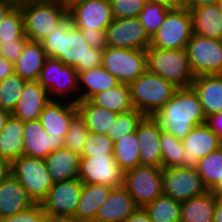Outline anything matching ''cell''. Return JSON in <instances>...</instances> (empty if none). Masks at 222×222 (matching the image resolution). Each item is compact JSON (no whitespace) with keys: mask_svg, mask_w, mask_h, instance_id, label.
<instances>
[{"mask_svg":"<svg viewBox=\"0 0 222 222\" xmlns=\"http://www.w3.org/2000/svg\"><path fill=\"white\" fill-rule=\"evenodd\" d=\"M123 187L143 208L163 194L162 167L139 165L124 171Z\"/></svg>","mask_w":222,"mask_h":222,"instance_id":"8","label":"cell"},{"mask_svg":"<svg viewBox=\"0 0 222 222\" xmlns=\"http://www.w3.org/2000/svg\"><path fill=\"white\" fill-rule=\"evenodd\" d=\"M83 183L79 178L54 183L40 203L49 219L74 217Z\"/></svg>","mask_w":222,"mask_h":222,"instance_id":"14","label":"cell"},{"mask_svg":"<svg viewBox=\"0 0 222 222\" xmlns=\"http://www.w3.org/2000/svg\"><path fill=\"white\" fill-rule=\"evenodd\" d=\"M51 101L48 92L38 81H26L20 99L11 114L23 122L37 120Z\"/></svg>","mask_w":222,"mask_h":222,"instance_id":"21","label":"cell"},{"mask_svg":"<svg viewBox=\"0 0 222 222\" xmlns=\"http://www.w3.org/2000/svg\"><path fill=\"white\" fill-rule=\"evenodd\" d=\"M188 9L192 16L194 34L222 40V15L217 5H202Z\"/></svg>","mask_w":222,"mask_h":222,"instance_id":"29","label":"cell"},{"mask_svg":"<svg viewBox=\"0 0 222 222\" xmlns=\"http://www.w3.org/2000/svg\"><path fill=\"white\" fill-rule=\"evenodd\" d=\"M151 117L163 131L181 140L194 127L206 123L199 96L193 87L177 88L171 99Z\"/></svg>","mask_w":222,"mask_h":222,"instance_id":"2","label":"cell"},{"mask_svg":"<svg viewBox=\"0 0 222 222\" xmlns=\"http://www.w3.org/2000/svg\"><path fill=\"white\" fill-rule=\"evenodd\" d=\"M66 2V4H68L69 2L73 1V0H64Z\"/></svg>","mask_w":222,"mask_h":222,"instance_id":"60","label":"cell"},{"mask_svg":"<svg viewBox=\"0 0 222 222\" xmlns=\"http://www.w3.org/2000/svg\"><path fill=\"white\" fill-rule=\"evenodd\" d=\"M78 113L75 103L52 100L41 112L39 120L53 137H65L72 118Z\"/></svg>","mask_w":222,"mask_h":222,"instance_id":"20","label":"cell"},{"mask_svg":"<svg viewBox=\"0 0 222 222\" xmlns=\"http://www.w3.org/2000/svg\"><path fill=\"white\" fill-rule=\"evenodd\" d=\"M46 58L42 43L28 40L22 54L13 64L14 73L26 81H38Z\"/></svg>","mask_w":222,"mask_h":222,"instance_id":"26","label":"cell"},{"mask_svg":"<svg viewBox=\"0 0 222 222\" xmlns=\"http://www.w3.org/2000/svg\"><path fill=\"white\" fill-rule=\"evenodd\" d=\"M192 35L190 9H173L167 13L163 25L151 38L150 45L168 50L185 49Z\"/></svg>","mask_w":222,"mask_h":222,"instance_id":"10","label":"cell"},{"mask_svg":"<svg viewBox=\"0 0 222 222\" xmlns=\"http://www.w3.org/2000/svg\"><path fill=\"white\" fill-rule=\"evenodd\" d=\"M79 180L83 184H101L113 188L123 186L124 171L113 154L80 157Z\"/></svg>","mask_w":222,"mask_h":222,"instance_id":"15","label":"cell"},{"mask_svg":"<svg viewBox=\"0 0 222 222\" xmlns=\"http://www.w3.org/2000/svg\"><path fill=\"white\" fill-rule=\"evenodd\" d=\"M11 112L0 109V132L5 127L7 120L11 116Z\"/></svg>","mask_w":222,"mask_h":222,"instance_id":"56","label":"cell"},{"mask_svg":"<svg viewBox=\"0 0 222 222\" xmlns=\"http://www.w3.org/2000/svg\"><path fill=\"white\" fill-rule=\"evenodd\" d=\"M34 204L27 191L12 174L0 184V218L25 211Z\"/></svg>","mask_w":222,"mask_h":222,"instance_id":"23","label":"cell"},{"mask_svg":"<svg viewBox=\"0 0 222 222\" xmlns=\"http://www.w3.org/2000/svg\"><path fill=\"white\" fill-rule=\"evenodd\" d=\"M25 83L26 80L15 73L0 81V109L13 112Z\"/></svg>","mask_w":222,"mask_h":222,"instance_id":"39","label":"cell"},{"mask_svg":"<svg viewBox=\"0 0 222 222\" xmlns=\"http://www.w3.org/2000/svg\"><path fill=\"white\" fill-rule=\"evenodd\" d=\"M29 40L24 32L23 14L17 4L0 25V41Z\"/></svg>","mask_w":222,"mask_h":222,"instance_id":"40","label":"cell"},{"mask_svg":"<svg viewBox=\"0 0 222 222\" xmlns=\"http://www.w3.org/2000/svg\"><path fill=\"white\" fill-rule=\"evenodd\" d=\"M170 10L157 0H148L145 3L138 18L150 38L163 25L165 17Z\"/></svg>","mask_w":222,"mask_h":222,"instance_id":"37","label":"cell"},{"mask_svg":"<svg viewBox=\"0 0 222 222\" xmlns=\"http://www.w3.org/2000/svg\"><path fill=\"white\" fill-rule=\"evenodd\" d=\"M108 46L146 50L151 38L138 17L114 18L106 29Z\"/></svg>","mask_w":222,"mask_h":222,"instance_id":"16","label":"cell"},{"mask_svg":"<svg viewBox=\"0 0 222 222\" xmlns=\"http://www.w3.org/2000/svg\"><path fill=\"white\" fill-rule=\"evenodd\" d=\"M48 222H83V221H79L73 217H65V218L49 219Z\"/></svg>","mask_w":222,"mask_h":222,"instance_id":"58","label":"cell"},{"mask_svg":"<svg viewBox=\"0 0 222 222\" xmlns=\"http://www.w3.org/2000/svg\"><path fill=\"white\" fill-rule=\"evenodd\" d=\"M219 0H188V8H195L202 5H217Z\"/></svg>","mask_w":222,"mask_h":222,"instance_id":"54","label":"cell"},{"mask_svg":"<svg viewBox=\"0 0 222 222\" xmlns=\"http://www.w3.org/2000/svg\"><path fill=\"white\" fill-rule=\"evenodd\" d=\"M217 7H218L220 14L222 15V0H219V2L217 3Z\"/></svg>","mask_w":222,"mask_h":222,"instance_id":"59","label":"cell"},{"mask_svg":"<svg viewBox=\"0 0 222 222\" xmlns=\"http://www.w3.org/2000/svg\"><path fill=\"white\" fill-rule=\"evenodd\" d=\"M127 222H152L144 208L138 209L129 217Z\"/></svg>","mask_w":222,"mask_h":222,"instance_id":"51","label":"cell"},{"mask_svg":"<svg viewBox=\"0 0 222 222\" xmlns=\"http://www.w3.org/2000/svg\"><path fill=\"white\" fill-rule=\"evenodd\" d=\"M214 222H222V198H217Z\"/></svg>","mask_w":222,"mask_h":222,"instance_id":"55","label":"cell"},{"mask_svg":"<svg viewBox=\"0 0 222 222\" xmlns=\"http://www.w3.org/2000/svg\"><path fill=\"white\" fill-rule=\"evenodd\" d=\"M38 82L48 92L51 100L64 99L78 103V72L73 66L65 65L57 58L47 57Z\"/></svg>","mask_w":222,"mask_h":222,"instance_id":"6","label":"cell"},{"mask_svg":"<svg viewBox=\"0 0 222 222\" xmlns=\"http://www.w3.org/2000/svg\"><path fill=\"white\" fill-rule=\"evenodd\" d=\"M44 160L53 183L79 176L80 155L67 148L52 151Z\"/></svg>","mask_w":222,"mask_h":222,"instance_id":"27","label":"cell"},{"mask_svg":"<svg viewBox=\"0 0 222 222\" xmlns=\"http://www.w3.org/2000/svg\"><path fill=\"white\" fill-rule=\"evenodd\" d=\"M14 73V65L12 62L0 56V81Z\"/></svg>","mask_w":222,"mask_h":222,"instance_id":"49","label":"cell"},{"mask_svg":"<svg viewBox=\"0 0 222 222\" xmlns=\"http://www.w3.org/2000/svg\"><path fill=\"white\" fill-rule=\"evenodd\" d=\"M185 49L195 77L222 74V40L193 33Z\"/></svg>","mask_w":222,"mask_h":222,"instance_id":"11","label":"cell"},{"mask_svg":"<svg viewBox=\"0 0 222 222\" xmlns=\"http://www.w3.org/2000/svg\"><path fill=\"white\" fill-rule=\"evenodd\" d=\"M18 5L25 35L31 41L41 42L68 17L64 0H18Z\"/></svg>","mask_w":222,"mask_h":222,"instance_id":"3","label":"cell"},{"mask_svg":"<svg viewBox=\"0 0 222 222\" xmlns=\"http://www.w3.org/2000/svg\"><path fill=\"white\" fill-rule=\"evenodd\" d=\"M205 124L213 130L222 141V112L207 117Z\"/></svg>","mask_w":222,"mask_h":222,"instance_id":"48","label":"cell"},{"mask_svg":"<svg viewBox=\"0 0 222 222\" xmlns=\"http://www.w3.org/2000/svg\"><path fill=\"white\" fill-rule=\"evenodd\" d=\"M163 194L176 201H187L208 191L197 168H162Z\"/></svg>","mask_w":222,"mask_h":222,"instance_id":"13","label":"cell"},{"mask_svg":"<svg viewBox=\"0 0 222 222\" xmlns=\"http://www.w3.org/2000/svg\"><path fill=\"white\" fill-rule=\"evenodd\" d=\"M216 202L210 191L181 202L180 222H214Z\"/></svg>","mask_w":222,"mask_h":222,"instance_id":"32","label":"cell"},{"mask_svg":"<svg viewBox=\"0 0 222 222\" xmlns=\"http://www.w3.org/2000/svg\"><path fill=\"white\" fill-rule=\"evenodd\" d=\"M24 122L13 115L0 132V159L12 163L24 155Z\"/></svg>","mask_w":222,"mask_h":222,"instance_id":"30","label":"cell"},{"mask_svg":"<svg viewBox=\"0 0 222 222\" xmlns=\"http://www.w3.org/2000/svg\"><path fill=\"white\" fill-rule=\"evenodd\" d=\"M67 7L71 23L81 31H106L114 19L110 0H73Z\"/></svg>","mask_w":222,"mask_h":222,"instance_id":"12","label":"cell"},{"mask_svg":"<svg viewBox=\"0 0 222 222\" xmlns=\"http://www.w3.org/2000/svg\"><path fill=\"white\" fill-rule=\"evenodd\" d=\"M17 4L18 0H0V25Z\"/></svg>","mask_w":222,"mask_h":222,"instance_id":"50","label":"cell"},{"mask_svg":"<svg viewBox=\"0 0 222 222\" xmlns=\"http://www.w3.org/2000/svg\"><path fill=\"white\" fill-rule=\"evenodd\" d=\"M217 198H222V179L210 190Z\"/></svg>","mask_w":222,"mask_h":222,"instance_id":"57","label":"cell"},{"mask_svg":"<svg viewBox=\"0 0 222 222\" xmlns=\"http://www.w3.org/2000/svg\"><path fill=\"white\" fill-rule=\"evenodd\" d=\"M0 222H48V218L40 203H35L25 211L0 218Z\"/></svg>","mask_w":222,"mask_h":222,"instance_id":"45","label":"cell"},{"mask_svg":"<svg viewBox=\"0 0 222 222\" xmlns=\"http://www.w3.org/2000/svg\"><path fill=\"white\" fill-rule=\"evenodd\" d=\"M147 71L157 74L177 88L192 87L195 78L186 49L168 50L149 46L146 49Z\"/></svg>","mask_w":222,"mask_h":222,"instance_id":"4","label":"cell"},{"mask_svg":"<svg viewBox=\"0 0 222 222\" xmlns=\"http://www.w3.org/2000/svg\"><path fill=\"white\" fill-rule=\"evenodd\" d=\"M120 82L103 66L78 72V102L118 86Z\"/></svg>","mask_w":222,"mask_h":222,"instance_id":"25","label":"cell"},{"mask_svg":"<svg viewBox=\"0 0 222 222\" xmlns=\"http://www.w3.org/2000/svg\"><path fill=\"white\" fill-rule=\"evenodd\" d=\"M160 1L166 8L186 9L188 8V0H157Z\"/></svg>","mask_w":222,"mask_h":222,"instance_id":"52","label":"cell"},{"mask_svg":"<svg viewBox=\"0 0 222 222\" xmlns=\"http://www.w3.org/2000/svg\"><path fill=\"white\" fill-rule=\"evenodd\" d=\"M144 117L145 115L136 109L117 114L111 126V135L109 138L112 141H116L126 134L136 132L138 124Z\"/></svg>","mask_w":222,"mask_h":222,"instance_id":"42","label":"cell"},{"mask_svg":"<svg viewBox=\"0 0 222 222\" xmlns=\"http://www.w3.org/2000/svg\"><path fill=\"white\" fill-rule=\"evenodd\" d=\"M144 210L152 222H180L181 202L162 194L145 205Z\"/></svg>","mask_w":222,"mask_h":222,"instance_id":"35","label":"cell"},{"mask_svg":"<svg viewBox=\"0 0 222 222\" xmlns=\"http://www.w3.org/2000/svg\"><path fill=\"white\" fill-rule=\"evenodd\" d=\"M113 187L101 184H83L75 216L83 222H95L99 207L107 200Z\"/></svg>","mask_w":222,"mask_h":222,"instance_id":"28","label":"cell"},{"mask_svg":"<svg viewBox=\"0 0 222 222\" xmlns=\"http://www.w3.org/2000/svg\"><path fill=\"white\" fill-rule=\"evenodd\" d=\"M41 43L47 57L57 58L63 64L73 66L77 72L102 65L103 50L90 47L69 16Z\"/></svg>","mask_w":222,"mask_h":222,"instance_id":"1","label":"cell"},{"mask_svg":"<svg viewBox=\"0 0 222 222\" xmlns=\"http://www.w3.org/2000/svg\"><path fill=\"white\" fill-rule=\"evenodd\" d=\"M120 83L130 84L147 71L146 50L107 47L102 65Z\"/></svg>","mask_w":222,"mask_h":222,"instance_id":"9","label":"cell"},{"mask_svg":"<svg viewBox=\"0 0 222 222\" xmlns=\"http://www.w3.org/2000/svg\"><path fill=\"white\" fill-rule=\"evenodd\" d=\"M78 112L84 118L89 133L111 135V126L117 113L94 104L91 100H82L77 104Z\"/></svg>","mask_w":222,"mask_h":222,"instance_id":"31","label":"cell"},{"mask_svg":"<svg viewBox=\"0 0 222 222\" xmlns=\"http://www.w3.org/2000/svg\"><path fill=\"white\" fill-rule=\"evenodd\" d=\"M205 117L222 112V74L196 76L192 83Z\"/></svg>","mask_w":222,"mask_h":222,"instance_id":"24","label":"cell"},{"mask_svg":"<svg viewBox=\"0 0 222 222\" xmlns=\"http://www.w3.org/2000/svg\"><path fill=\"white\" fill-rule=\"evenodd\" d=\"M65 137H53L39 119L24 122V155L45 159L54 150L65 148Z\"/></svg>","mask_w":222,"mask_h":222,"instance_id":"18","label":"cell"},{"mask_svg":"<svg viewBox=\"0 0 222 222\" xmlns=\"http://www.w3.org/2000/svg\"><path fill=\"white\" fill-rule=\"evenodd\" d=\"M84 40L90 47L105 50L108 47L107 33L102 30L81 31Z\"/></svg>","mask_w":222,"mask_h":222,"instance_id":"47","label":"cell"},{"mask_svg":"<svg viewBox=\"0 0 222 222\" xmlns=\"http://www.w3.org/2000/svg\"><path fill=\"white\" fill-rule=\"evenodd\" d=\"M11 174L27 191L34 203H41L53 186L44 159L22 155L11 163Z\"/></svg>","mask_w":222,"mask_h":222,"instance_id":"7","label":"cell"},{"mask_svg":"<svg viewBox=\"0 0 222 222\" xmlns=\"http://www.w3.org/2000/svg\"><path fill=\"white\" fill-rule=\"evenodd\" d=\"M94 104L104 107L117 114L131 111L133 108L128 84L118 86L94 95L90 99Z\"/></svg>","mask_w":222,"mask_h":222,"instance_id":"33","label":"cell"},{"mask_svg":"<svg viewBox=\"0 0 222 222\" xmlns=\"http://www.w3.org/2000/svg\"><path fill=\"white\" fill-rule=\"evenodd\" d=\"M160 147L162 168L181 166L184 157L183 141L173 134L161 131Z\"/></svg>","mask_w":222,"mask_h":222,"instance_id":"38","label":"cell"},{"mask_svg":"<svg viewBox=\"0 0 222 222\" xmlns=\"http://www.w3.org/2000/svg\"><path fill=\"white\" fill-rule=\"evenodd\" d=\"M113 157L123 171L140 165L136 132L126 134L114 141Z\"/></svg>","mask_w":222,"mask_h":222,"instance_id":"34","label":"cell"},{"mask_svg":"<svg viewBox=\"0 0 222 222\" xmlns=\"http://www.w3.org/2000/svg\"><path fill=\"white\" fill-rule=\"evenodd\" d=\"M137 209L138 206L123 186L113 188L99 207L95 222H127Z\"/></svg>","mask_w":222,"mask_h":222,"instance_id":"22","label":"cell"},{"mask_svg":"<svg viewBox=\"0 0 222 222\" xmlns=\"http://www.w3.org/2000/svg\"><path fill=\"white\" fill-rule=\"evenodd\" d=\"M129 87L133 108L145 116H152L162 108L177 90L171 82L149 71L140 75Z\"/></svg>","mask_w":222,"mask_h":222,"instance_id":"5","label":"cell"},{"mask_svg":"<svg viewBox=\"0 0 222 222\" xmlns=\"http://www.w3.org/2000/svg\"><path fill=\"white\" fill-rule=\"evenodd\" d=\"M162 129L151 117L145 116L136 128L140 165L162 167L160 134Z\"/></svg>","mask_w":222,"mask_h":222,"instance_id":"19","label":"cell"},{"mask_svg":"<svg viewBox=\"0 0 222 222\" xmlns=\"http://www.w3.org/2000/svg\"><path fill=\"white\" fill-rule=\"evenodd\" d=\"M11 174V163L0 159V184Z\"/></svg>","mask_w":222,"mask_h":222,"instance_id":"53","label":"cell"},{"mask_svg":"<svg viewBox=\"0 0 222 222\" xmlns=\"http://www.w3.org/2000/svg\"><path fill=\"white\" fill-rule=\"evenodd\" d=\"M113 144L114 141L105 134L89 133L80 157L113 154Z\"/></svg>","mask_w":222,"mask_h":222,"instance_id":"43","label":"cell"},{"mask_svg":"<svg viewBox=\"0 0 222 222\" xmlns=\"http://www.w3.org/2000/svg\"><path fill=\"white\" fill-rule=\"evenodd\" d=\"M28 40L0 41V56L13 64L22 54L25 43Z\"/></svg>","mask_w":222,"mask_h":222,"instance_id":"46","label":"cell"},{"mask_svg":"<svg viewBox=\"0 0 222 222\" xmlns=\"http://www.w3.org/2000/svg\"><path fill=\"white\" fill-rule=\"evenodd\" d=\"M89 130L84 118L78 112L71 120L69 130L64 139L65 148L81 155Z\"/></svg>","mask_w":222,"mask_h":222,"instance_id":"41","label":"cell"},{"mask_svg":"<svg viewBox=\"0 0 222 222\" xmlns=\"http://www.w3.org/2000/svg\"><path fill=\"white\" fill-rule=\"evenodd\" d=\"M196 168L210 191L222 179V146L201 158Z\"/></svg>","mask_w":222,"mask_h":222,"instance_id":"36","label":"cell"},{"mask_svg":"<svg viewBox=\"0 0 222 222\" xmlns=\"http://www.w3.org/2000/svg\"><path fill=\"white\" fill-rule=\"evenodd\" d=\"M182 141L184 157L180 167L196 168L201 158L222 146L219 136L206 124L194 127Z\"/></svg>","mask_w":222,"mask_h":222,"instance_id":"17","label":"cell"},{"mask_svg":"<svg viewBox=\"0 0 222 222\" xmlns=\"http://www.w3.org/2000/svg\"><path fill=\"white\" fill-rule=\"evenodd\" d=\"M148 0H110L114 18L138 17Z\"/></svg>","mask_w":222,"mask_h":222,"instance_id":"44","label":"cell"}]
</instances>
